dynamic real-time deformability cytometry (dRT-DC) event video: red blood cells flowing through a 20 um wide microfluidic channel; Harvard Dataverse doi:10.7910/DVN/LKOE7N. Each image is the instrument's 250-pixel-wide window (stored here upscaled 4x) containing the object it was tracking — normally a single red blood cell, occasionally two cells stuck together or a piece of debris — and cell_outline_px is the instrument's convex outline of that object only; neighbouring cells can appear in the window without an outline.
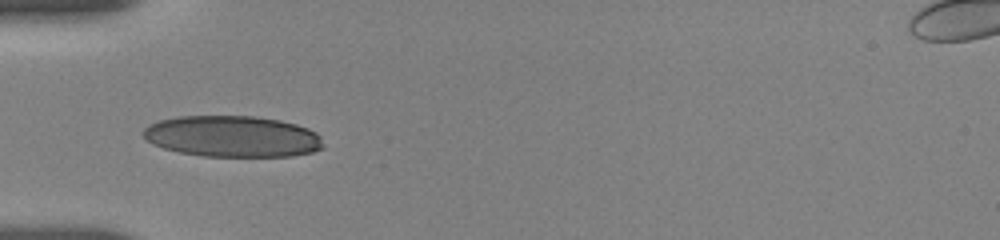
{"species": "human", "species_latin": "Homo sapiens", "temperature_condition": "room temperature", "stored_images_in_passage": 39, "camera_frame_rate_fps": 3000, "um_per_image_px": 0.085, "donor": {"sex": "female"}, "frame": {"image": 1, "passage_image": 1, "time_ms": 0.0, "image_size_px": [1000, 240], "cell_outline_px": [[324, 148], [312, 152], [292, 156], [204, 156], [180, 152], [164, 148], [152, 144], [144, 140], [144, 128], [148, 124], [160, 120], [180, 116], [252, 116], [280, 120], [296, 124], [308, 128], [316, 132], [320, 136], [324, 144]], "centroid_in_image_um": [19.77, 11.59], "position_along_channel_um": 65.2, "area_um2": 43.41}}
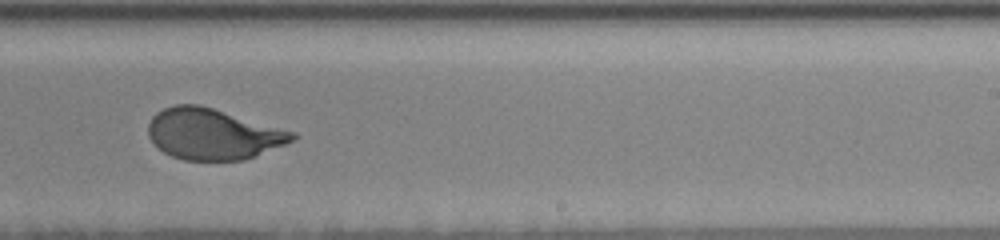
{"frame": {"image": 2, "passage_image": 20, "time_ms": 5.667, "image_size_px": [1000, 240], "cell_outline_px": [[300, 136], [284, 144], [256, 156], [244, 160], [184, 160], [172, 156], [164, 152], [148, 136], [148, 124], [152, 116], [156, 112], [164, 108], [176, 104], [200, 104], [296, 132]], "centroid_in_image_um": [18.1, 11.38], "position_along_channel_um": 270.9, "area_um2": 42.77}}
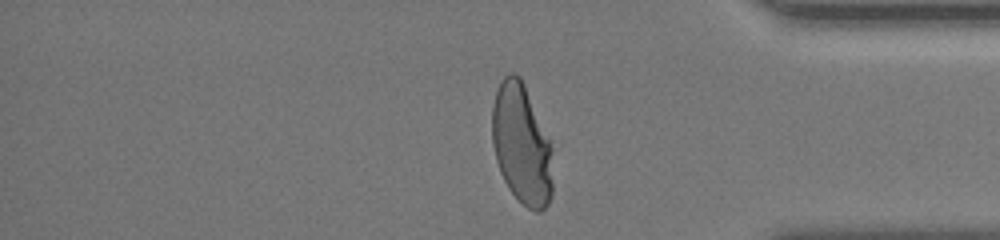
{"frame": {"image": 3, "passage_image": 34, "time_ms": 9.333, "image_size_px": [1000, 240], "cell_outline_px": [[552, 196], [548, 204], [540, 212], [536, 212], [528, 208], [508, 188], [500, 172], [496, 160], [492, 144], [492, 104], [496, 92], [504, 76], [508, 72], [516, 72], [520, 76], [524, 84], [552, 148]], "centroid_in_image_um": [44.32, 12.27], "position_along_channel_um": 390.9, "area_um2": 42.37}, "authors_computed_cell_mechanics": {"area_um2": 43.1188, "velocity_mm_per_s": 3.6661, "shape_relaxation_time_tau1_ms": 2.9798, "shape_relaxation_time_tau2_ms": null, "deformation_change_tau1": 0.1657, "deformation_change_tau2": null}}